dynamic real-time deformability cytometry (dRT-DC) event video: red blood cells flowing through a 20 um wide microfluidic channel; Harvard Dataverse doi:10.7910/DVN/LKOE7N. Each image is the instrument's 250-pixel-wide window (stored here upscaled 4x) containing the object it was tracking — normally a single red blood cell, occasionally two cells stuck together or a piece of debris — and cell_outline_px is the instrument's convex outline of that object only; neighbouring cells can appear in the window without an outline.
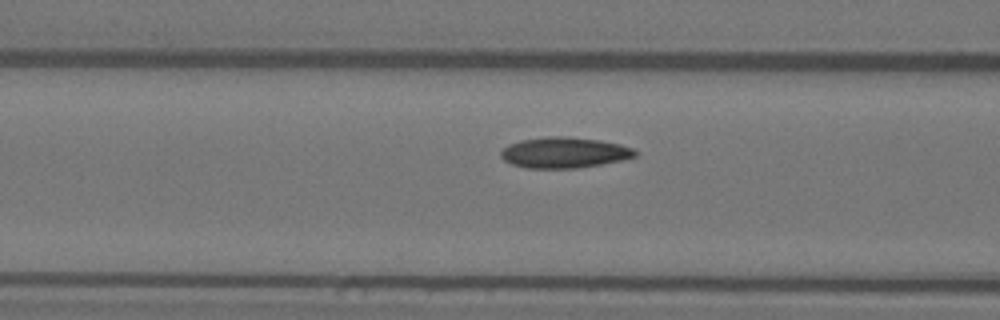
{"species": "Egyptian fruit bat (a non-hibernating species)", "species_latin": "Rousettus aegyptiacus", "temperature_condition": "warm", "stored_images_in_passage": 15, "camera_frame_rate_fps": 3000, "um_per_image_px": 0.085, "animal": {"sex": "female"}, "frame": {"image": 1, "passage_image": 13, "time_ms": 4.0, "image_size_px": [1000, 320], "cell_outline_px": [[640, 152], [636, 156], [624, 160], [576, 168], [528, 168], [512, 164], [504, 160], [500, 156], [500, 152], [508, 144], [520, 140], [548, 136], [564, 136], [600, 140], [620, 144], [632, 148]], "centroid_in_image_um": [47.98, 12.96], "position_along_channel_um": 118.6, "area_um2": 24.16}}